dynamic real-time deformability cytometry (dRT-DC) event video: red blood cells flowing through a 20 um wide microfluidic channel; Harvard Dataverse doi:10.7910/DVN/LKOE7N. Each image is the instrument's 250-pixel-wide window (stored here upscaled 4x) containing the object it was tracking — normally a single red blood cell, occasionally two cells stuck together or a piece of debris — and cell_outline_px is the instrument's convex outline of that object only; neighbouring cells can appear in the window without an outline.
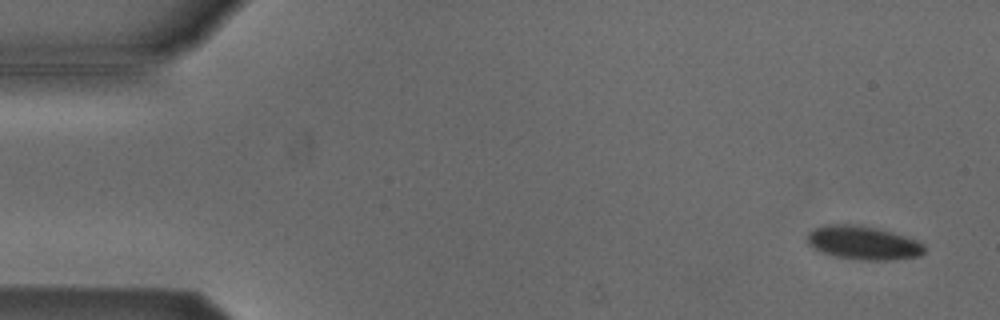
{"species": "Egyptian fruit bat (a non-hibernating species)", "species_latin": "Rousettus aegyptiacus", "temperature_condition": "cold", "stored_images_in_passage": 52, "camera_frame_rate_fps": 3000, "um_per_image_px": 0.085, "animal": {"sex": "male"}, "frame": {"image": 1, "passage_image": 1, "time_ms": 0.0, "image_size_px": [1000, 320], "cell_outline_px": [[924, 252], [920, 256], [888, 260], [860, 260], [836, 256], [820, 252], [812, 248], [808, 244], [808, 232], [824, 224], [860, 224], [892, 232], [916, 240], [924, 244]], "centroid_in_image_um": [73.35, 20.63], "position_along_channel_um": 11.7, "area_um2": 23.0}}
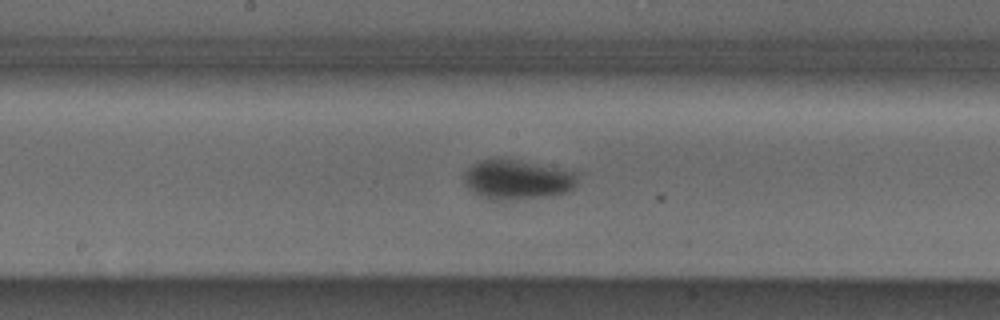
{"frame": {"image": 2, "passage_image": 26, "time_ms": 8.333, "image_size_px": [1000, 320], "cell_outline_px": [[576, 184], [568, 192], [548, 196], [496, 200], [480, 196], [472, 192], [464, 184], [464, 172], [472, 164], [480, 160], [496, 156], [520, 160], [576, 172]], "centroid_in_image_um": [43.9, 15.23], "position_along_channel_um": 204.3, "area_um2": 26.36}}
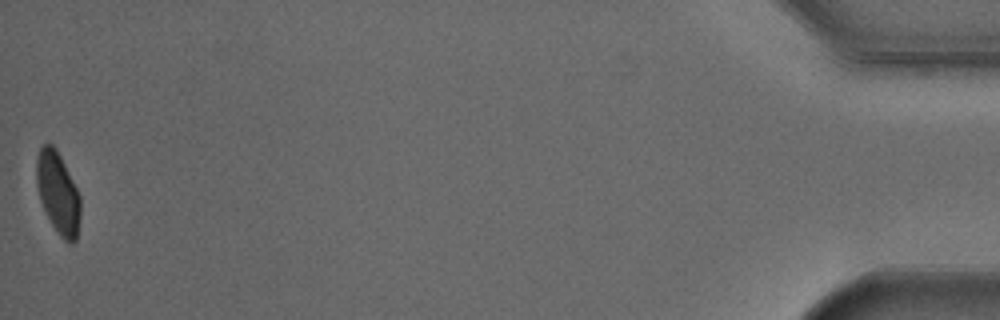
{"frame": {"image": 3, "passage_image": 52, "time_ms": 17.0, "image_size_px": [1000, 320], "cell_outline_px": [[80, 216], [76, 240], [72, 244], [68, 244], [60, 236], [52, 224], [40, 200], [36, 180], [36, 156], [40, 148], [44, 144], [52, 144], [56, 148], [80, 196]], "centroid_in_image_um": [4.92, 16.41], "position_along_channel_um": 430.3, "area_um2": 20.69}, "authors_computed_cell_mechanics": {"area_um2": 23.9292, "velocity_mm_per_s": 3.7954, "shape_relaxation_time_tau1_ms": 3.9634, "shape_relaxation_time_tau2_ms": null, "deformation_change_tau1": 0.0821, "deformation_change_tau2": null}}